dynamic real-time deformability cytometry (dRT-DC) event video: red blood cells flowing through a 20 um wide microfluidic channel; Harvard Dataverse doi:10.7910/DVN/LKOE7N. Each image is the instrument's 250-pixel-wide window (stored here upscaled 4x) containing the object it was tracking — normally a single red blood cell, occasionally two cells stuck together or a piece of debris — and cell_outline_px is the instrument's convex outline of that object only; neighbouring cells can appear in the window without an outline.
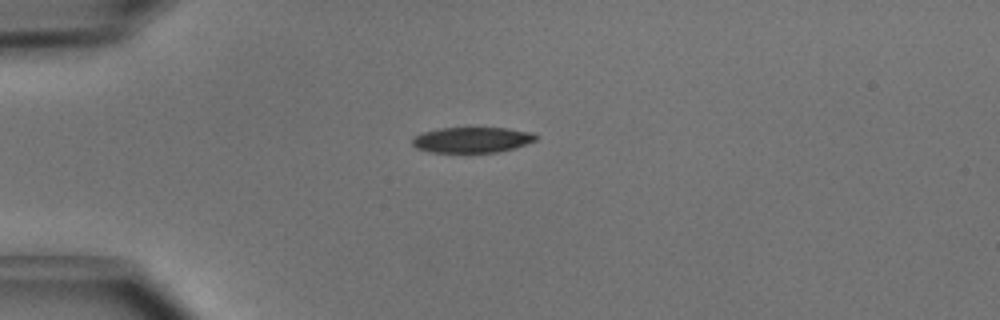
{"species": "common noctule bat (a hibernating species)", "species_latin": "Nyctalus noctula", "temperature_condition": "cold", "stored_images_in_passage": 2, "camera_frame_rate_fps": 3000, "um_per_image_px": 0.085, "animal": {"sex": "male", "body_mass_g": 15.6}, "frame": {"image": 1, "passage_image": 1, "time_ms": 0.0, "image_size_px": [1000, 320], "cell_outline_px": [[536, 140], [516, 148], [500, 152], [428, 152], [416, 148], [412, 144], [412, 136], [424, 132], [440, 128], [508, 128], [532, 132], [536, 136]], "centroid_in_image_um": [40.11, 11.89], "position_along_channel_um": 44.9, "area_um2": 18.5}}